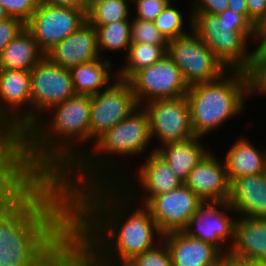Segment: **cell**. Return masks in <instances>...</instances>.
Segmentation results:
<instances>
[{
    "mask_svg": "<svg viewBox=\"0 0 266 266\" xmlns=\"http://www.w3.org/2000/svg\"><path fill=\"white\" fill-rule=\"evenodd\" d=\"M72 229L61 180L28 177L0 205V266H71Z\"/></svg>",
    "mask_w": 266,
    "mask_h": 266,
    "instance_id": "1",
    "label": "cell"
},
{
    "mask_svg": "<svg viewBox=\"0 0 266 266\" xmlns=\"http://www.w3.org/2000/svg\"><path fill=\"white\" fill-rule=\"evenodd\" d=\"M121 178L120 175L116 179L123 184L90 186L72 198L71 259L130 262L163 239V234L144 205L129 212L136 193L131 194L132 189L128 187L131 185L124 182L125 177Z\"/></svg>",
    "mask_w": 266,
    "mask_h": 266,
    "instance_id": "2",
    "label": "cell"
},
{
    "mask_svg": "<svg viewBox=\"0 0 266 266\" xmlns=\"http://www.w3.org/2000/svg\"><path fill=\"white\" fill-rule=\"evenodd\" d=\"M50 110V120L41 117L12 146L30 178L61 180L88 152L77 146L90 141L91 95L75 94Z\"/></svg>",
    "mask_w": 266,
    "mask_h": 266,
    "instance_id": "3",
    "label": "cell"
},
{
    "mask_svg": "<svg viewBox=\"0 0 266 266\" xmlns=\"http://www.w3.org/2000/svg\"><path fill=\"white\" fill-rule=\"evenodd\" d=\"M150 140L152 139L147 112L143 106H138L128 117L94 142V148L61 179L63 188L73 198L80 190L90 186L116 185V180H111L116 177L113 175L115 162L113 164L107 160L109 154L114 157L142 154L149 147ZM103 156L105 158H102Z\"/></svg>",
    "mask_w": 266,
    "mask_h": 266,
    "instance_id": "4",
    "label": "cell"
},
{
    "mask_svg": "<svg viewBox=\"0 0 266 266\" xmlns=\"http://www.w3.org/2000/svg\"><path fill=\"white\" fill-rule=\"evenodd\" d=\"M249 94L248 73L237 70H228L215 81L189 87L186 98L195 137H204L242 114Z\"/></svg>",
    "mask_w": 266,
    "mask_h": 266,
    "instance_id": "5",
    "label": "cell"
},
{
    "mask_svg": "<svg viewBox=\"0 0 266 266\" xmlns=\"http://www.w3.org/2000/svg\"><path fill=\"white\" fill-rule=\"evenodd\" d=\"M190 17L192 30L227 70H250L252 51L247 45L254 40L255 26L244 15L227 8L218 15L191 13Z\"/></svg>",
    "mask_w": 266,
    "mask_h": 266,
    "instance_id": "6",
    "label": "cell"
},
{
    "mask_svg": "<svg viewBox=\"0 0 266 266\" xmlns=\"http://www.w3.org/2000/svg\"><path fill=\"white\" fill-rule=\"evenodd\" d=\"M27 106L31 107L30 71L0 68V146L12 147L29 130Z\"/></svg>",
    "mask_w": 266,
    "mask_h": 266,
    "instance_id": "7",
    "label": "cell"
},
{
    "mask_svg": "<svg viewBox=\"0 0 266 266\" xmlns=\"http://www.w3.org/2000/svg\"><path fill=\"white\" fill-rule=\"evenodd\" d=\"M189 24L188 34L168 41L167 54L180 68L188 87H191L215 81L228 70L192 30V20Z\"/></svg>",
    "mask_w": 266,
    "mask_h": 266,
    "instance_id": "8",
    "label": "cell"
},
{
    "mask_svg": "<svg viewBox=\"0 0 266 266\" xmlns=\"http://www.w3.org/2000/svg\"><path fill=\"white\" fill-rule=\"evenodd\" d=\"M30 76L29 129L39 121L43 113L49 115L46 111L50 112L52 107L75 95L69 69L57 66L46 56L30 70Z\"/></svg>",
    "mask_w": 266,
    "mask_h": 266,
    "instance_id": "9",
    "label": "cell"
},
{
    "mask_svg": "<svg viewBox=\"0 0 266 266\" xmlns=\"http://www.w3.org/2000/svg\"><path fill=\"white\" fill-rule=\"evenodd\" d=\"M128 82L139 106L146 101L186 96L189 89L180 68L168 54L135 73Z\"/></svg>",
    "mask_w": 266,
    "mask_h": 266,
    "instance_id": "10",
    "label": "cell"
},
{
    "mask_svg": "<svg viewBox=\"0 0 266 266\" xmlns=\"http://www.w3.org/2000/svg\"><path fill=\"white\" fill-rule=\"evenodd\" d=\"M86 21L87 13L82 10L41 2L25 28L33 35L39 50L46 55Z\"/></svg>",
    "mask_w": 266,
    "mask_h": 266,
    "instance_id": "11",
    "label": "cell"
},
{
    "mask_svg": "<svg viewBox=\"0 0 266 266\" xmlns=\"http://www.w3.org/2000/svg\"><path fill=\"white\" fill-rule=\"evenodd\" d=\"M115 79L104 91L91 96L90 140H97L139 106L130 83Z\"/></svg>",
    "mask_w": 266,
    "mask_h": 266,
    "instance_id": "12",
    "label": "cell"
},
{
    "mask_svg": "<svg viewBox=\"0 0 266 266\" xmlns=\"http://www.w3.org/2000/svg\"><path fill=\"white\" fill-rule=\"evenodd\" d=\"M143 108L148 115L151 139L157 137L162 146L195 137L186 96L152 100Z\"/></svg>",
    "mask_w": 266,
    "mask_h": 266,
    "instance_id": "13",
    "label": "cell"
},
{
    "mask_svg": "<svg viewBox=\"0 0 266 266\" xmlns=\"http://www.w3.org/2000/svg\"><path fill=\"white\" fill-rule=\"evenodd\" d=\"M228 211L230 214L235 213L228 201L204 202L192 215L184 232L192 238L214 245L225 256H228L234 243L235 221L237 219V216H235L236 218L230 217ZM228 239L231 240V246L226 245L229 244Z\"/></svg>",
    "mask_w": 266,
    "mask_h": 266,
    "instance_id": "14",
    "label": "cell"
},
{
    "mask_svg": "<svg viewBox=\"0 0 266 266\" xmlns=\"http://www.w3.org/2000/svg\"><path fill=\"white\" fill-rule=\"evenodd\" d=\"M204 202L184 183L177 189L153 196L144 206L161 234L184 231Z\"/></svg>",
    "mask_w": 266,
    "mask_h": 266,
    "instance_id": "15",
    "label": "cell"
},
{
    "mask_svg": "<svg viewBox=\"0 0 266 266\" xmlns=\"http://www.w3.org/2000/svg\"><path fill=\"white\" fill-rule=\"evenodd\" d=\"M184 184L203 202H226L230 197V181L225 161L208 152L192 169Z\"/></svg>",
    "mask_w": 266,
    "mask_h": 266,
    "instance_id": "16",
    "label": "cell"
},
{
    "mask_svg": "<svg viewBox=\"0 0 266 266\" xmlns=\"http://www.w3.org/2000/svg\"><path fill=\"white\" fill-rule=\"evenodd\" d=\"M162 240L173 266H223L225 255L217 247L192 238L184 231L164 234Z\"/></svg>",
    "mask_w": 266,
    "mask_h": 266,
    "instance_id": "17",
    "label": "cell"
},
{
    "mask_svg": "<svg viewBox=\"0 0 266 266\" xmlns=\"http://www.w3.org/2000/svg\"><path fill=\"white\" fill-rule=\"evenodd\" d=\"M45 56L52 63L65 69L100 59L94 26L86 21L78 30L56 44Z\"/></svg>",
    "mask_w": 266,
    "mask_h": 266,
    "instance_id": "18",
    "label": "cell"
},
{
    "mask_svg": "<svg viewBox=\"0 0 266 266\" xmlns=\"http://www.w3.org/2000/svg\"><path fill=\"white\" fill-rule=\"evenodd\" d=\"M228 256L240 261L266 264V218L238 216L234 243Z\"/></svg>",
    "mask_w": 266,
    "mask_h": 266,
    "instance_id": "19",
    "label": "cell"
},
{
    "mask_svg": "<svg viewBox=\"0 0 266 266\" xmlns=\"http://www.w3.org/2000/svg\"><path fill=\"white\" fill-rule=\"evenodd\" d=\"M228 202L237 216L266 218V172L234 179Z\"/></svg>",
    "mask_w": 266,
    "mask_h": 266,
    "instance_id": "20",
    "label": "cell"
},
{
    "mask_svg": "<svg viewBox=\"0 0 266 266\" xmlns=\"http://www.w3.org/2000/svg\"><path fill=\"white\" fill-rule=\"evenodd\" d=\"M137 170L138 183L144 190L140 197L141 205H145L153 196L167 193L179 188L183 182L176 176L170 165L159 156L154 149Z\"/></svg>",
    "mask_w": 266,
    "mask_h": 266,
    "instance_id": "21",
    "label": "cell"
},
{
    "mask_svg": "<svg viewBox=\"0 0 266 266\" xmlns=\"http://www.w3.org/2000/svg\"><path fill=\"white\" fill-rule=\"evenodd\" d=\"M200 137L156 146L155 152L172 168L176 176L184 183L192 169L209 152L200 142Z\"/></svg>",
    "mask_w": 266,
    "mask_h": 266,
    "instance_id": "22",
    "label": "cell"
},
{
    "mask_svg": "<svg viewBox=\"0 0 266 266\" xmlns=\"http://www.w3.org/2000/svg\"><path fill=\"white\" fill-rule=\"evenodd\" d=\"M224 161L230 183L241 176L266 172V151L260 152L244 137L235 141L227 151Z\"/></svg>",
    "mask_w": 266,
    "mask_h": 266,
    "instance_id": "23",
    "label": "cell"
},
{
    "mask_svg": "<svg viewBox=\"0 0 266 266\" xmlns=\"http://www.w3.org/2000/svg\"><path fill=\"white\" fill-rule=\"evenodd\" d=\"M110 60L104 58L82 63L69 69L75 94L95 95L106 89L111 80L117 77L112 74ZM114 77V78H113Z\"/></svg>",
    "mask_w": 266,
    "mask_h": 266,
    "instance_id": "24",
    "label": "cell"
},
{
    "mask_svg": "<svg viewBox=\"0 0 266 266\" xmlns=\"http://www.w3.org/2000/svg\"><path fill=\"white\" fill-rule=\"evenodd\" d=\"M44 57L33 35L24 28L3 49L0 54V68L30 71Z\"/></svg>",
    "mask_w": 266,
    "mask_h": 266,
    "instance_id": "25",
    "label": "cell"
},
{
    "mask_svg": "<svg viewBox=\"0 0 266 266\" xmlns=\"http://www.w3.org/2000/svg\"><path fill=\"white\" fill-rule=\"evenodd\" d=\"M168 50V45L131 43L124 67L116 71L120 80L128 81L135 73L161 60Z\"/></svg>",
    "mask_w": 266,
    "mask_h": 266,
    "instance_id": "26",
    "label": "cell"
},
{
    "mask_svg": "<svg viewBox=\"0 0 266 266\" xmlns=\"http://www.w3.org/2000/svg\"><path fill=\"white\" fill-rule=\"evenodd\" d=\"M28 178L12 147L0 146V205Z\"/></svg>",
    "mask_w": 266,
    "mask_h": 266,
    "instance_id": "27",
    "label": "cell"
},
{
    "mask_svg": "<svg viewBox=\"0 0 266 266\" xmlns=\"http://www.w3.org/2000/svg\"><path fill=\"white\" fill-rule=\"evenodd\" d=\"M99 54L104 50L128 52L131 44V21L122 20L104 26H94Z\"/></svg>",
    "mask_w": 266,
    "mask_h": 266,
    "instance_id": "28",
    "label": "cell"
},
{
    "mask_svg": "<svg viewBox=\"0 0 266 266\" xmlns=\"http://www.w3.org/2000/svg\"><path fill=\"white\" fill-rule=\"evenodd\" d=\"M128 0H105L93 6L87 13V21L92 26H104L122 20H129ZM131 1V0H129Z\"/></svg>",
    "mask_w": 266,
    "mask_h": 266,
    "instance_id": "29",
    "label": "cell"
},
{
    "mask_svg": "<svg viewBox=\"0 0 266 266\" xmlns=\"http://www.w3.org/2000/svg\"><path fill=\"white\" fill-rule=\"evenodd\" d=\"M170 1L163 11L154 20L155 26L167 41L188 34L183 30L184 17L182 13L172 6Z\"/></svg>",
    "mask_w": 266,
    "mask_h": 266,
    "instance_id": "30",
    "label": "cell"
},
{
    "mask_svg": "<svg viewBox=\"0 0 266 266\" xmlns=\"http://www.w3.org/2000/svg\"><path fill=\"white\" fill-rule=\"evenodd\" d=\"M133 18L130 29L131 43L168 45V41L160 33L154 22Z\"/></svg>",
    "mask_w": 266,
    "mask_h": 266,
    "instance_id": "31",
    "label": "cell"
},
{
    "mask_svg": "<svg viewBox=\"0 0 266 266\" xmlns=\"http://www.w3.org/2000/svg\"><path fill=\"white\" fill-rule=\"evenodd\" d=\"M161 243L133 258L132 266H173L166 243Z\"/></svg>",
    "mask_w": 266,
    "mask_h": 266,
    "instance_id": "32",
    "label": "cell"
},
{
    "mask_svg": "<svg viewBox=\"0 0 266 266\" xmlns=\"http://www.w3.org/2000/svg\"><path fill=\"white\" fill-rule=\"evenodd\" d=\"M41 0H0L9 17L17 18L26 24L37 10Z\"/></svg>",
    "mask_w": 266,
    "mask_h": 266,
    "instance_id": "33",
    "label": "cell"
},
{
    "mask_svg": "<svg viewBox=\"0 0 266 266\" xmlns=\"http://www.w3.org/2000/svg\"><path fill=\"white\" fill-rule=\"evenodd\" d=\"M131 2L136 7V18L154 22L170 0H131Z\"/></svg>",
    "mask_w": 266,
    "mask_h": 266,
    "instance_id": "34",
    "label": "cell"
},
{
    "mask_svg": "<svg viewBox=\"0 0 266 266\" xmlns=\"http://www.w3.org/2000/svg\"><path fill=\"white\" fill-rule=\"evenodd\" d=\"M247 73L250 95L258 93L266 95V60H252L251 68Z\"/></svg>",
    "mask_w": 266,
    "mask_h": 266,
    "instance_id": "35",
    "label": "cell"
},
{
    "mask_svg": "<svg viewBox=\"0 0 266 266\" xmlns=\"http://www.w3.org/2000/svg\"><path fill=\"white\" fill-rule=\"evenodd\" d=\"M25 24L13 17L0 21V54L7 44L14 39L23 29Z\"/></svg>",
    "mask_w": 266,
    "mask_h": 266,
    "instance_id": "36",
    "label": "cell"
},
{
    "mask_svg": "<svg viewBox=\"0 0 266 266\" xmlns=\"http://www.w3.org/2000/svg\"><path fill=\"white\" fill-rule=\"evenodd\" d=\"M192 13L218 15L228 8V0H194Z\"/></svg>",
    "mask_w": 266,
    "mask_h": 266,
    "instance_id": "37",
    "label": "cell"
},
{
    "mask_svg": "<svg viewBox=\"0 0 266 266\" xmlns=\"http://www.w3.org/2000/svg\"><path fill=\"white\" fill-rule=\"evenodd\" d=\"M248 20L255 26L266 12V0H246Z\"/></svg>",
    "mask_w": 266,
    "mask_h": 266,
    "instance_id": "38",
    "label": "cell"
},
{
    "mask_svg": "<svg viewBox=\"0 0 266 266\" xmlns=\"http://www.w3.org/2000/svg\"><path fill=\"white\" fill-rule=\"evenodd\" d=\"M254 43H257L254 50H252V60H266V30H255Z\"/></svg>",
    "mask_w": 266,
    "mask_h": 266,
    "instance_id": "39",
    "label": "cell"
},
{
    "mask_svg": "<svg viewBox=\"0 0 266 266\" xmlns=\"http://www.w3.org/2000/svg\"><path fill=\"white\" fill-rule=\"evenodd\" d=\"M42 3L74 8L85 12V0H41Z\"/></svg>",
    "mask_w": 266,
    "mask_h": 266,
    "instance_id": "40",
    "label": "cell"
},
{
    "mask_svg": "<svg viewBox=\"0 0 266 266\" xmlns=\"http://www.w3.org/2000/svg\"><path fill=\"white\" fill-rule=\"evenodd\" d=\"M228 8L237 14L244 15L248 19L246 0H228Z\"/></svg>",
    "mask_w": 266,
    "mask_h": 266,
    "instance_id": "41",
    "label": "cell"
},
{
    "mask_svg": "<svg viewBox=\"0 0 266 266\" xmlns=\"http://www.w3.org/2000/svg\"><path fill=\"white\" fill-rule=\"evenodd\" d=\"M223 266H266V264L240 261L229 256H225Z\"/></svg>",
    "mask_w": 266,
    "mask_h": 266,
    "instance_id": "42",
    "label": "cell"
},
{
    "mask_svg": "<svg viewBox=\"0 0 266 266\" xmlns=\"http://www.w3.org/2000/svg\"><path fill=\"white\" fill-rule=\"evenodd\" d=\"M103 1L105 0H85V12L88 13L93 6Z\"/></svg>",
    "mask_w": 266,
    "mask_h": 266,
    "instance_id": "43",
    "label": "cell"
},
{
    "mask_svg": "<svg viewBox=\"0 0 266 266\" xmlns=\"http://www.w3.org/2000/svg\"><path fill=\"white\" fill-rule=\"evenodd\" d=\"M255 30H266V12L259 22L255 25Z\"/></svg>",
    "mask_w": 266,
    "mask_h": 266,
    "instance_id": "44",
    "label": "cell"
},
{
    "mask_svg": "<svg viewBox=\"0 0 266 266\" xmlns=\"http://www.w3.org/2000/svg\"><path fill=\"white\" fill-rule=\"evenodd\" d=\"M9 18L8 14L5 12V9L3 6L0 4V21L6 20Z\"/></svg>",
    "mask_w": 266,
    "mask_h": 266,
    "instance_id": "45",
    "label": "cell"
}]
</instances>
